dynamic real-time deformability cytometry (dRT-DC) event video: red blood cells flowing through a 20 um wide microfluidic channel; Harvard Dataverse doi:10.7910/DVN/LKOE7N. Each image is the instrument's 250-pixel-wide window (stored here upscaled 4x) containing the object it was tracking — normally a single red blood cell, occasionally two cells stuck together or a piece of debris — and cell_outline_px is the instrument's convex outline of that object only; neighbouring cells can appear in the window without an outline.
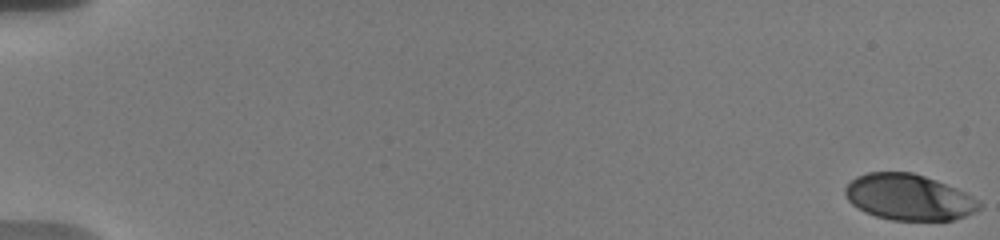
{"species": "human", "species_latin": "Homo sapiens", "temperature_condition": "warm", "stored_images_in_passage": 25, "camera_frame_rate_fps": 3000, "um_per_image_px": 0.085, "donor": {"sex": "male"}, "frame": {"image": 1, "passage_image": 1, "time_ms": 0.0, "image_size_px": [1000, 240], "cell_outline_px": [[984, 204], [976, 212], [952, 220], [892, 220], [876, 216], [864, 212], [852, 204], [848, 200], [844, 192], [844, 188], [856, 176], [868, 172], [912, 172], [936, 180], [956, 188], [980, 200]], "centroid_in_image_um": [77.26, 16.76], "position_along_channel_um": 7.7, "area_um2": 36.01}}
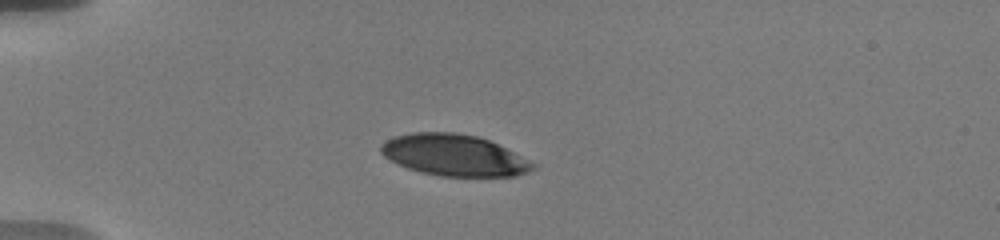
{"frame": {"image": 2, "passage_image": 19, "time_ms": 5.333, "image_size_px": [1000, 240], "cell_outline_px": [[536, 168], [528, 172], [516, 176], [440, 176], [408, 168], [384, 156], [380, 152], [380, 144], [396, 136], [412, 132], [456, 132], [476, 136], [488, 140], [536, 164]], "centroid_in_image_um": [38.59, 13.19], "position_along_channel_um": 46.4, "area_um2": 36.18}}
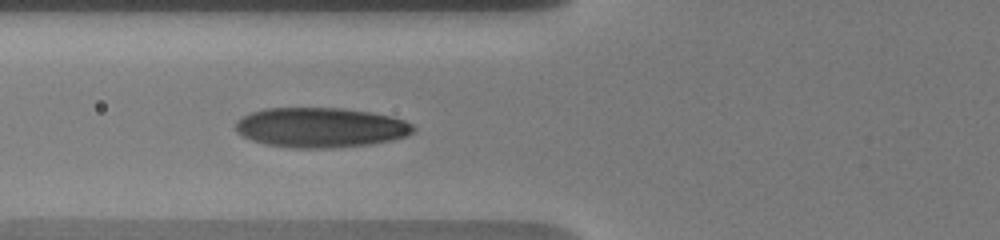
{"frame": {"image": 3, "passage_image": 25, "time_ms": 7.667, "image_size_px": [1000, 240], "cell_outline_px": [[416, 128], [412, 132], [404, 136], [392, 140], [368, 144], [328, 148], [296, 148], [264, 144], [252, 140], [236, 132], [236, 120], [252, 112], [264, 108], [340, 108], [368, 112], [392, 116], [404, 120], [412, 124]], "centroid_in_image_um": [27.23, 10.83], "position_along_channel_um": 98.6, "area_um2": 41.1}}